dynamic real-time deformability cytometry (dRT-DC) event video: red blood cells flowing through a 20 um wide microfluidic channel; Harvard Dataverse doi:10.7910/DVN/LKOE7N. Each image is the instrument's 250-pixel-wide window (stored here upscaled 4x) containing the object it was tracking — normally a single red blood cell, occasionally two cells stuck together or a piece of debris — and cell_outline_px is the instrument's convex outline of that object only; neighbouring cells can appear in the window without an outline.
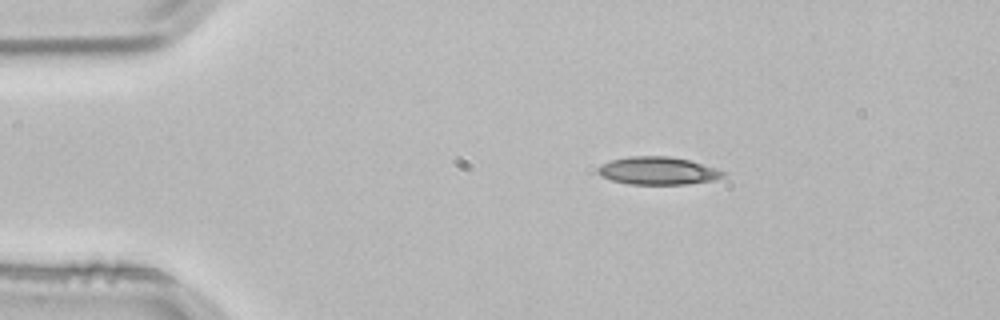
{"species": "common noctule bat (a hibernating species)", "species_latin": "Nyctalus noctula", "temperature_condition": "room temperature", "stored_images_in_passage": 2, "camera_frame_rate_fps": 3000, "um_per_image_px": 0.085, "animal": {"sex": "male", "body_mass_g": 21.5, "forearm_length_mm": 52.0}, "frame": {"image": 1, "passage_image": 1, "time_ms": 0.0, "image_size_px": [1000, 320], "cell_outline_px": [[728, 172], [724, 176], [712, 180], [688, 184], [628, 184], [612, 180], [600, 176], [596, 172], [596, 168], [600, 164], [612, 160], [628, 156], [668, 156], [688, 160], [704, 164]], "centroid_in_image_um": [55.89, 14.51], "position_along_channel_um": 29.1, "area_um2": 20.4}}